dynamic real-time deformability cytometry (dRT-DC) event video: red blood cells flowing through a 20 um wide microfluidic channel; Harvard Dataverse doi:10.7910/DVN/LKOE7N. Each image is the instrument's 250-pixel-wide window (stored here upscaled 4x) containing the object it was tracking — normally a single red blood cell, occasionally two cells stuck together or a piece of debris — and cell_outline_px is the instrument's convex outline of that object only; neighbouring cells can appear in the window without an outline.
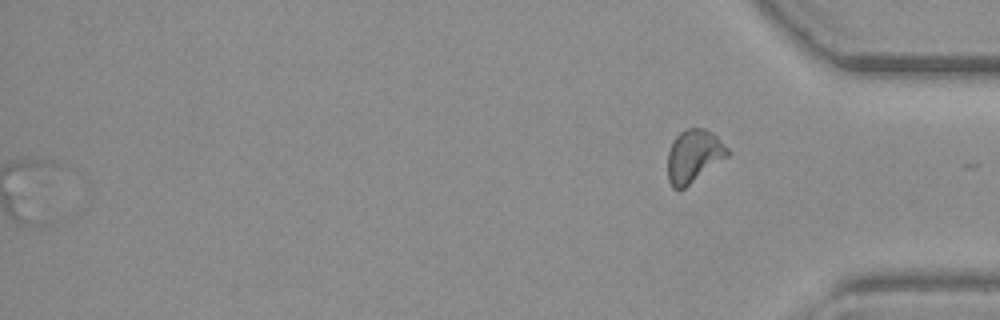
{"species": "common noctule bat (a hibernating species)", "species_latin": "Nyctalus noctula", "temperature_condition": "warm", "stored_images_in_passage": 55, "segment_of_instrument_passage": [2, 2], "camera_frame_rate_fps": 3000, "um_per_image_px": 0.085, "animal": {"sex": "female", "body_mass_g": 19.3, "forearm_length_mm": 54.1}, "frame": {"image": 1, "passage_image": 55, "time_ms": 18.0, "image_size_px": [1000, 320], "cell_outline_px": [[728, 156], [684, 188], [672, 188], [668, 180], [668, 152], [672, 140], [684, 128], [704, 128], [712, 132], [728, 148]], "centroid_in_image_um": [58.94, 13.24], "position_along_channel_um": 376.3, "area_um2": 18.26}}